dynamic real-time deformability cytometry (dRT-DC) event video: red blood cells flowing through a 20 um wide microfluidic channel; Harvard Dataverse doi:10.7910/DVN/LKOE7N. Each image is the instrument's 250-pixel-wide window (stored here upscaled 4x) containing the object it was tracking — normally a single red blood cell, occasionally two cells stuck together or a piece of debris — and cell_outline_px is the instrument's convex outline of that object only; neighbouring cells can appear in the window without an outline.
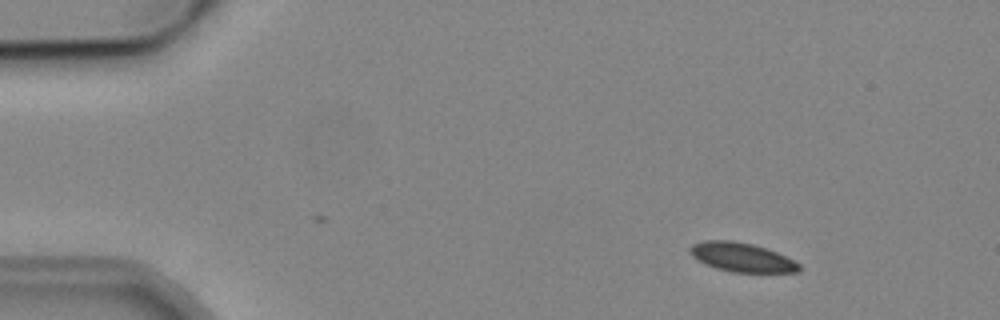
{"species": "common noctule bat (a hibernating species)", "species_latin": "Nyctalus noctula", "temperature_condition": "cold", "stored_images_in_passage": 8, "camera_frame_rate_fps": 3000, "um_per_image_px": 0.085, "animal": {"sex": "male", "body_mass_g": 19.2, "forearm_length_mm": 51.8}, "frame": {"image": 1, "passage_image": 2, "time_ms": 1.333, "image_size_px": [1000, 320], "cell_outline_px": [[800, 272], [732, 272], [716, 268], [696, 260], [688, 252], [688, 248], [692, 244], [704, 240], [732, 240], [752, 244], [776, 252], [800, 264]], "centroid_in_image_um": [62.99, 21.86], "position_along_channel_um": 22.0, "area_um2": 18.44}}
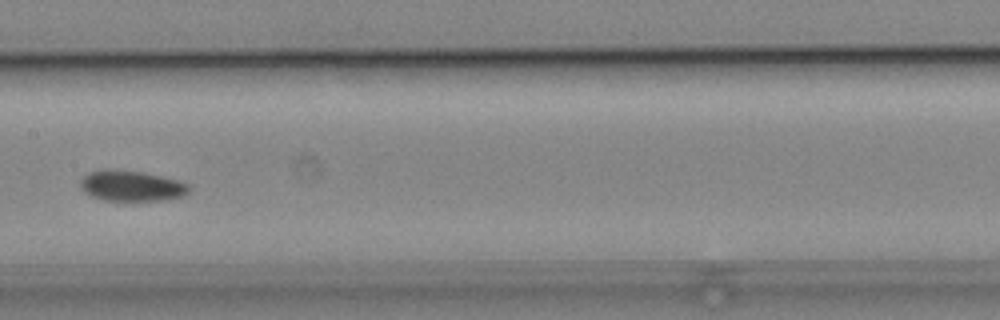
{"frame": {"image": 2, "passage_image": 8, "time_ms": 8.333, "image_size_px": [1000, 320], "cell_outline_px": [[188, 192], [184, 196], [164, 200], [104, 200], [92, 196], [84, 192], [80, 184], [80, 180], [88, 172], [104, 168], [140, 172], [160, 176], [176, 180], [188, 184]], "centroid_in_image_um": [11.13, 15.79], "position_along_channel_um": 196.3, "area_um2": 19.19}}